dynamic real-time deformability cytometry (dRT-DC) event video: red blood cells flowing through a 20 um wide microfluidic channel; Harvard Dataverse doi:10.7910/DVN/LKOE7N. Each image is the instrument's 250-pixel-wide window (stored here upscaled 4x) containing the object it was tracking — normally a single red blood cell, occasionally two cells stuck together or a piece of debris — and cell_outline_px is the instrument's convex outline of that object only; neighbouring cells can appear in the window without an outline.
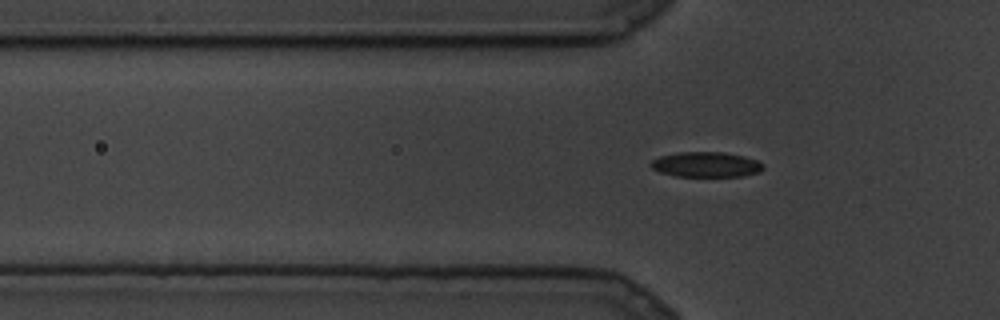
{"species": "common noctule bat (a hibernating species)", "species_latin": "Nyctalus noctula", "temperature_condition": "cold", "stored_images_in_passage": 63, "camera_frame_rate_fps": 3000, "um_per_image_px": 0.085, "animal": {"sex": "male", "body_mass_g": 19.5, "forearm_length_mm": 54.6}, "frame": {"image": 1, "passage_image": 13, "time_ms": 4.0, "image_size_px": [1000, 320], "cell_outline_px": [[764, 168], [760, 172], [740, 176], [676, 176], [660, 172], [652, 168], [648, 164], [652, 160], [660, 156], [676, 152], [724, 152], [744, 156], [756, 160], [764, 164]], "centroid_in_image_um": [60.01, 13.98], "position_along_channel_um": 65.8, "area_um2": 16.53}}
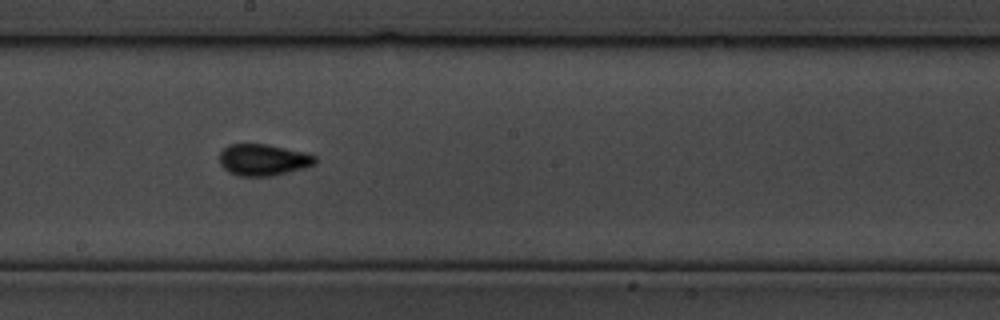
{"frame": {"image": 2, "passage_image": 35, "time_ms": 11.333, "image_size_px": [1000, 320], "cell_outline_px": [[316, 164], [304, 168], [272, 176], [240, 176], [228, 172], [220, 164], [220, 152], [228, 144], [268, 144], [304, 152], [316, 156]], "centroid_in_image_um": [22.37, 13.58], "position_along_channel_um": 225.8, "area_um2": 17.63}}
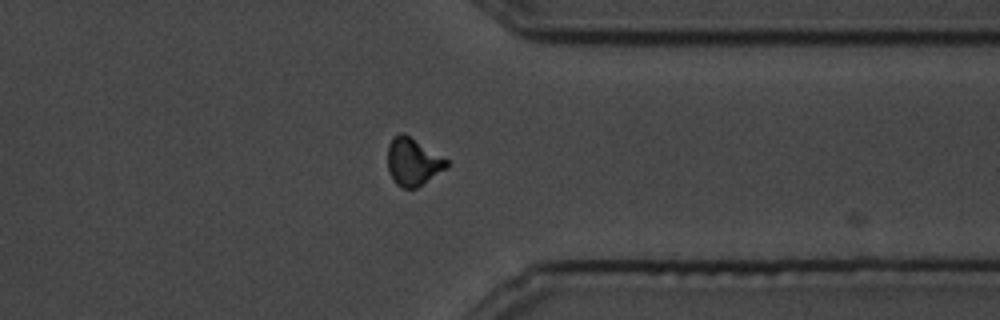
{"frame": {"image": 3, "passage_image": 56, "time_ms": 18.333, "image_size_px": [1000, 320], "cell_outline_px": [[448, 168], [416, 188], [400, 188], [392, 180], [388, 172], [388, 144], [392, 136], [400, 132], [404, 132], [448, 160]], "centroid_in_image_um": [35.08, 13.75], "position_along_channel_um": 376.3, "area_um2": 16.59}}